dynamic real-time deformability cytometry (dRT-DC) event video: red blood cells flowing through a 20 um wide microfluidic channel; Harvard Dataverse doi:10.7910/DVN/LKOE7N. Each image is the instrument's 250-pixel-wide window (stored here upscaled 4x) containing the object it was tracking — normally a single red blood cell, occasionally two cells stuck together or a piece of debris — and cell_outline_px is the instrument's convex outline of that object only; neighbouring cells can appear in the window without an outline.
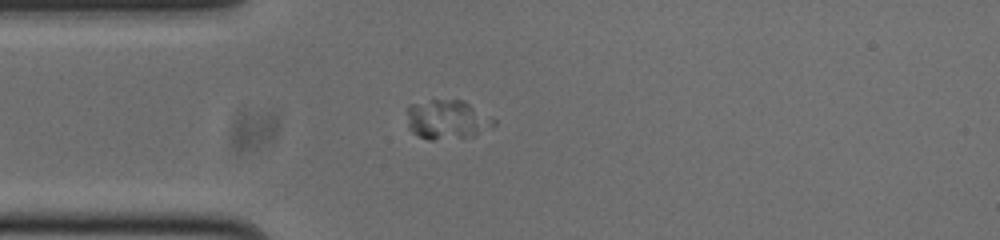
{"species": "common noctule bat (a hibernating species)", "species_latin": "Nyctalus noctula", "temperature_condition": "cold", "stored_images_in_passage": 48, "camera_frame_rate_fps": 3000, "um_per_image_px": 0.085, "animal": {"sex": "male", "body_mass_g": 20.0, "forearm_length_mm": 53.3}, "frame": {"image": 1, "passage_image": 8, "time_ms": 2.333, "image_size_px": [1000, 240], "cell_outline_px": [[496, 124], [492, 128], [472, 136], [432, 140], [428, 140], [412, 132], [408, 128], [408, 104], [432, 100], [464, 100], [496, 120]], "centroid_in_image_um": [38.02, 10.16], "position_along_channel_um": 47.0, "area_um2": 19.88}}
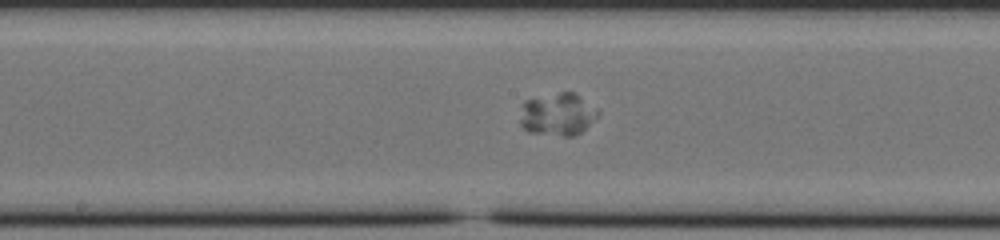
{"frame": {"image": 2, "passage_image": 21, "time_ms": 6.667, "image_size_px": [1000, 240], "cell_outline_px": [[600, 112], [576, 136], [564, 136], [528, 132], [520, 124], [520, 120], [524, 100], [560, 92], [572, 92]], "centroid_in_image_um": [47.35, 9.73], "position_along_channel_um": 200.9, "area_um2": 18.79}}
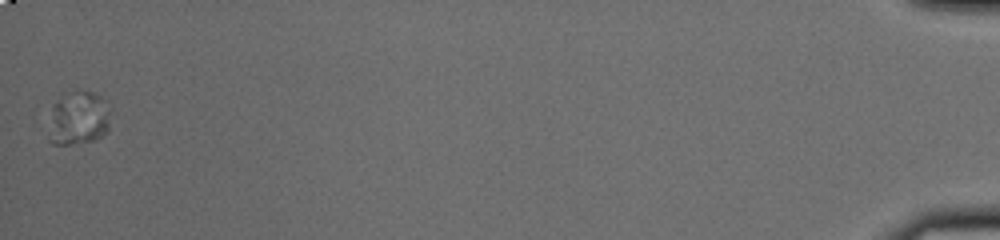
{"frame": {"image": 3, "passage_image": 48, "time_ms": 15.667, "image_size_px": [1000, 240], "cell_outline_px": [[108, 132], [92, 140], [72, 144], [52, 144], [48, 140], [52, 104], [72, 92], [92, 92], [100, 96], [104, 100], [108, 112]], "centroid_in_image_um": [6.64, 10.09], "position_along_channel_um": 428.6, "area_um2": 18.84}}